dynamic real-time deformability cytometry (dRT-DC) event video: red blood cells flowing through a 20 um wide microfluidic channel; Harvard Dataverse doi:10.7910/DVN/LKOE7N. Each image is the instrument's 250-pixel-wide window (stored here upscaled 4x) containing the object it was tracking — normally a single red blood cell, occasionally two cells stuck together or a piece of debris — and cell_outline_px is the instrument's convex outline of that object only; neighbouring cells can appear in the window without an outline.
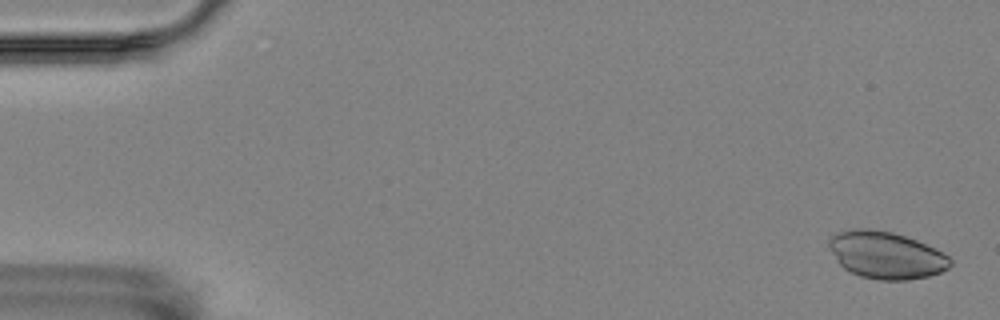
{"species": "Egyptian fruit bat (a non-hibernating species)", "species_latin": "Rousettus aegyptiacus", "temperature_condition": "room temperature", "stored_images_in_passage": 7, "camera_frame_rate_fps": 3000, "um_per_image_px": 0.085, "animal": {"sex": "female"}, "frame": {"image": 1, "passage_image": 1, "time_ms": 0.0, "image_size_px": [1000, 320], "cell_outline_px": [[952, 264], [948, 268], [940, 272], [928, 276], [908, 280], [880, 280], [860, 276], [844, 268], [836, 260], [828, 244], [828, 236], [840, 232], [856, 228], [868, 228], [892, 232], [916, 240], [944, 252], [952, 260]], "centroid_in_image_um": [75.32, 21.68], "position_along_channel_um": 9.7, "area_um2": 33.29}}
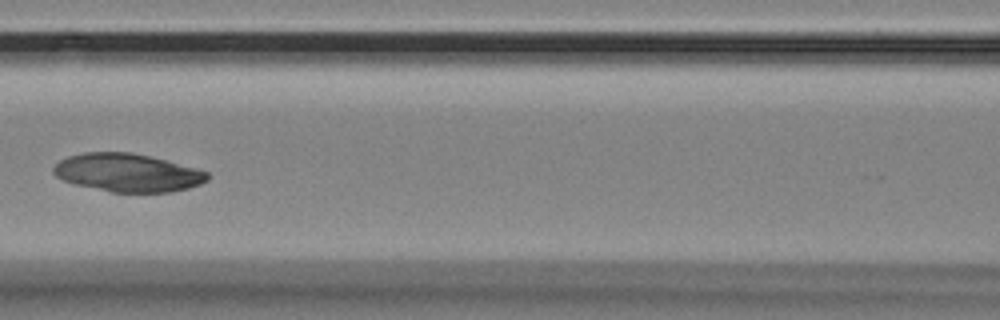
{"frame": {"image": 2, "passage_image": 7, "time_ms": 2.0, "image_size_px": [1000, 320], "cell_outline_px": [[208, 180], [200, 184], [188, 188], [172, 192], [112, 192], [76, 184], [64, 180], [56, 176], [52, 172], [52, 168], [60, 160], [68, 156], [84, 152], [132, 152], [196, 168], [208, 172]], "centroid_in_image_um": [10.83, 14.68], "position_along_channel_um": 155.8, "area_um2": 33.99}}